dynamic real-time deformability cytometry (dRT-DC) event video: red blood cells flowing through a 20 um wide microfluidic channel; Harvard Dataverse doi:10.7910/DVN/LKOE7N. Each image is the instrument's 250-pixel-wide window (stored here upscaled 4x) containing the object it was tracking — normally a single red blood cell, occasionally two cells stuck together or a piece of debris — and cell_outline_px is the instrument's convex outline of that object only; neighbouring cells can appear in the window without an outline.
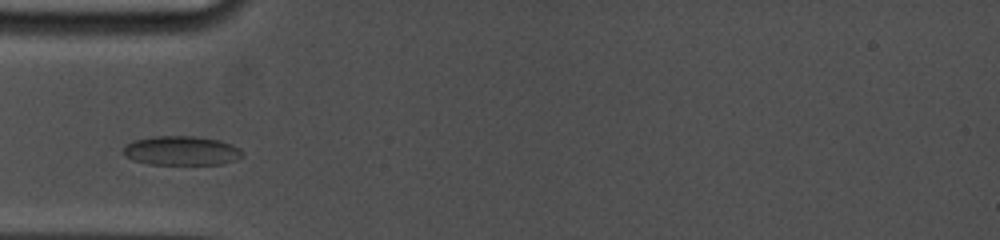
{"species": "common noctule bat (a hibernating species)", "species_latin": "Nyctalus noctula", "temperature_condition": "cold", "stored_images_in_passage": 6, "camera_frame_rate_fps": 5000, "um_per_image_px": 0.085, "animal": {"sex": "female", "body_mass_g": 19.0, "forearm_length_mm": 53.3}, "frame": {"image": 1, "passage_image": 1, "time_ms": 0.0, "image_size_px": [1000, 240], "cell_outline_px": [[244, 156], [236, 160], [220, 164], [148, 164], [132, 160], [124, 156], [124, 148], [128, 144], [136, 140], [152, 136], [196, 136], [220, 140], [232, 144], [240, 148], [244, 152]], "centroid_in_image_um": [15.47, 12.81], "position_along_channel_um": 69.5, "area_um2": 20.4}}
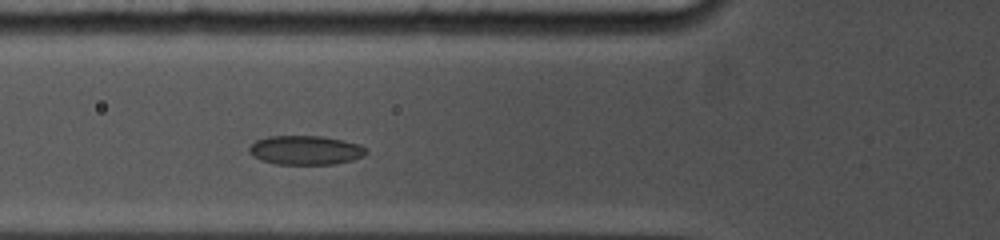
{"frame": {"image": 2, "passage_image": 6, "time_ms": 0.8, "image_size_px": [1000, 240], "cell_outline_px": [[368, 152], [364, 156], [352, 160], [336, 164], [276, 164], [260, 160], [252, 156], [248, 152], [248, 148], [256, 140], [268, 136], [320, 136], [344, 140], [360, 144], [368, 148]], "centroid_in_image_um": [25.99, 12.76], "position_along_channel_um": 99.8, "area_um2": 20.11}}